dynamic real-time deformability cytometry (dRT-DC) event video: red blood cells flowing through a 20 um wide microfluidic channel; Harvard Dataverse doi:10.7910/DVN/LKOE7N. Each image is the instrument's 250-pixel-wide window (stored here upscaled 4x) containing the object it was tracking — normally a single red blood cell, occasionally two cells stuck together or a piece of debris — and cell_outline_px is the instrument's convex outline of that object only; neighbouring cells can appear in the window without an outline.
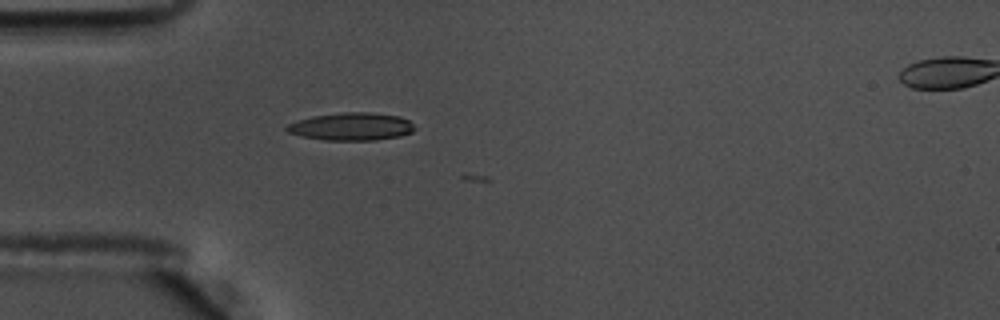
{"species": "common noctule bat (a hibernating species)", "species_latin": "Nyctalus noctula", "temperature_condition": "warm", "stored_images_in_passage": 4, "camera_frame_rate_fps": 3000, "um_per_image_px": 0.085, "animal": {"sex": "male", "body_mass_g": 17.5, "forearm_length_mm": 52.3}, "frame": {"image": 1, "passage_image": 1, "time_ms": 0.0, "image_size_px": [1000, 320], "cell_outline_px": [[416, 128], [412, 132], [400, 136], [376, 140], [324, 140], [304, 136], [288, 132], [284, 128], [288, 124], [312, 116], [340, 112], [368, 112], [400, 116], [408, 120]], "centroid_in_image_um": [29.89, 10.75], "position_along_channel_um": 55.1, "area_um2": 20.58}}